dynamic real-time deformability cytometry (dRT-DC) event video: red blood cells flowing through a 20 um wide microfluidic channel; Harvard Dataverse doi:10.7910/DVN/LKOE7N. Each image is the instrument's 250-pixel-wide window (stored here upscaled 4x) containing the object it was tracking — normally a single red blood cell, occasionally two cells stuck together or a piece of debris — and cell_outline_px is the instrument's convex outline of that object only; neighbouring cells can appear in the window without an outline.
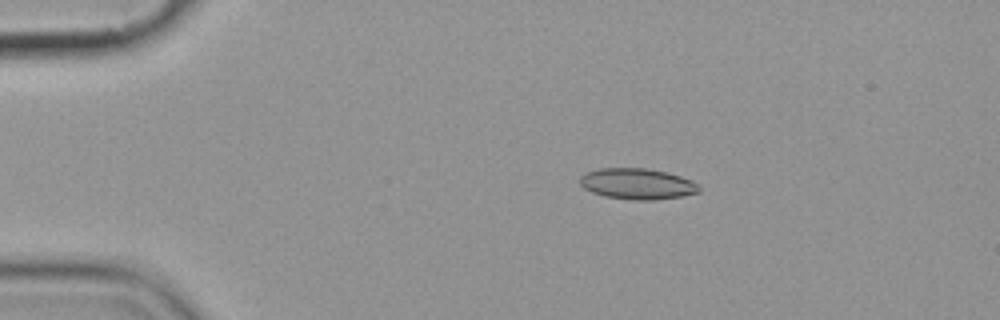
{"species": "common noctule bat (a hibernating species)", "species_latin": "Nyctalus noctula", "temperature_condition": "cold", "stored_images_in_passage": 9, "camera_frame_rate_fps": 3000, "um_per_image_px": 0.085, "animal": {"sex": "female", "body_mass_g": 19.9}, "frame": {"image": 1, "passage_image": 2, "time_ms": 1.0, "image_size_px": [1000, 320], "cell_outline_px": [[700, 192], [684, 196], [652, 200], [632, 200], [604, 196], [592, 192], [584, 188], [580, 184], [580, 176], [584, 172], [600, 168], [648, 168], [680, 176], [692, 180], [700, 188]], "centroid_in_image_um": [54.15, 15.63], "position_along_channel_um": 30.8, "area_um2": 21.56}}
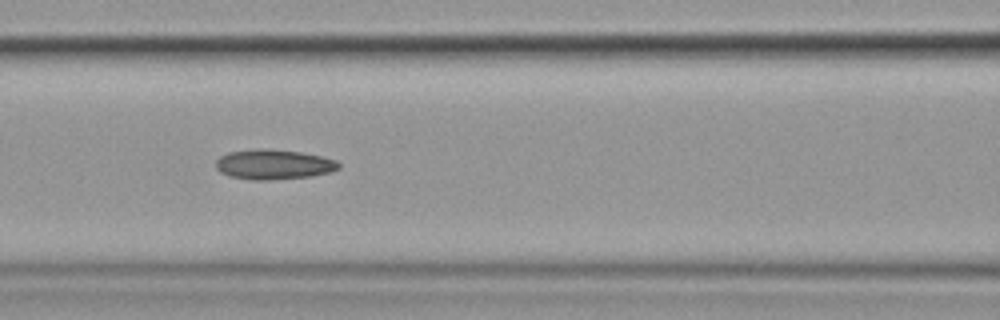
{"frame": {"image": 2, "passage_image": 6, "time_ms": 5.667, "image_size_px": [1000, 320], "cell_outline_px": [[340, 168], [332, 172], [312, 176], [268, 180], [256, 180], [228, 176], [220, 172], [216, 168], [216, 160], [220, 156], [228, 152], [256, 148], [264, 148], [300, 152], [320, 156], [336, 160], [340, 164]], "centroid_in_image_um": [23.25, 13.97], "position_along_channel_um": 143.3, "area_um2": 21.56}}
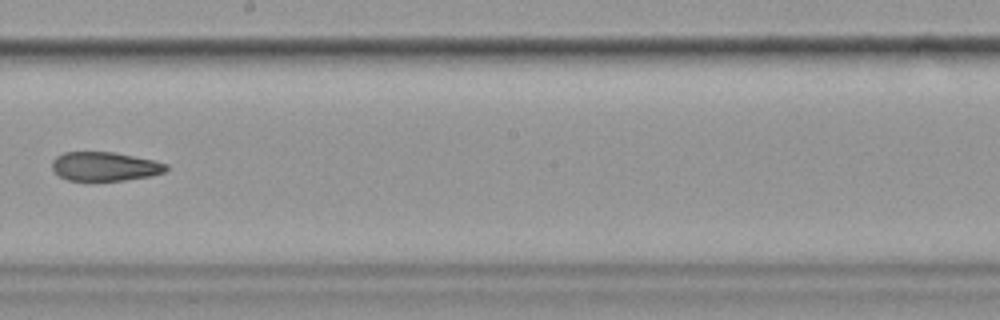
{"frame": {"image": 3, "passage_image": 8, "time_ms": 8.333, "image_size_px": [1000, 320], "cell_outline_px": [[168, 168], [164, 172], [152, 176], [124, 180], [68, 180], [60, 176], [52, 168], [52, 160], [56, 156], [64, 152], [116, 152], [156, 160], [168, 164]], "centroid_in_image_um": [8.95, 14.13], "position_along_channel_um": 239.3, "area_um2": 19.36}}